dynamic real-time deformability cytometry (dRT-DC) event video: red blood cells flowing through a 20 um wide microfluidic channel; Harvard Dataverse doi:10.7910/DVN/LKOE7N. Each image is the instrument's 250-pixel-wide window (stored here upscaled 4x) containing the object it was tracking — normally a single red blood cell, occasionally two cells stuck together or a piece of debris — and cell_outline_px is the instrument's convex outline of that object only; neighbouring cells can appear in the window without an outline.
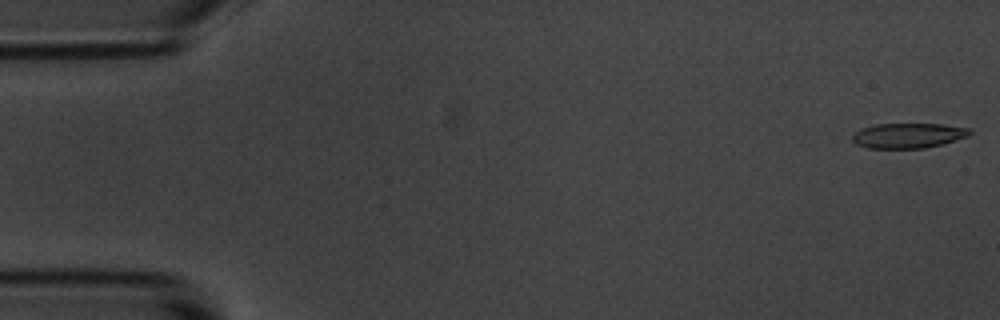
{"species": "common noctule bat (a hibernating species)", "species_latin": "Nyctalus noctula", "temperature_condition": "room temperature", "stored_images_in_passage": 54, "camera_frame_rate_fps": 3000, "um_per_image_px": 0.085, "animal": {"sex": "male", "body_mass_g": 20.1, "forearm_length_mm": 53.5}, "frame": {"image": 1, "passage_image": 1, "time_ms": 0.0, "image_size_px": [1000, 320], "cell_outline_px": [[972, 132], [968, 136], [940, 144], [924, 148], [868, 148], [856, 144], [852, 140], [852, 136], [856, 132], [864, 128], [876, 124], [944, 124], [968, 128]], "centroid_in_image_um": [77.19, 11.52], "position_along_channel_um": 7.8, "area_um2": 16.88}}
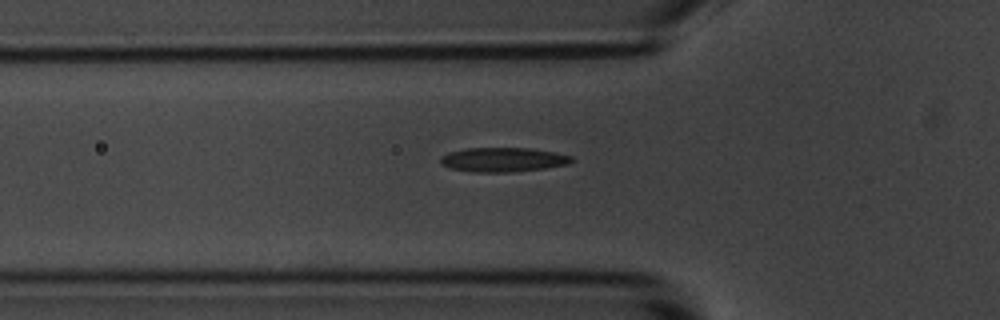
{"frame": {"image": 2, "passage_image": 18, "time_ms": 5.667, "image_size_px": [1000, 320], "cell_outline_px": [[572, 160], [568, 164], [544, 168], [508, 172], [472, 172], [448, 168], [440, 164], [440, 156], [448, 152], [464, 148], [532, 148], [572, 156]], "centroid_in_image_um": [42.67, 13.57], "position_along_channel_um": 83.1, "area_um2": 18.61}}
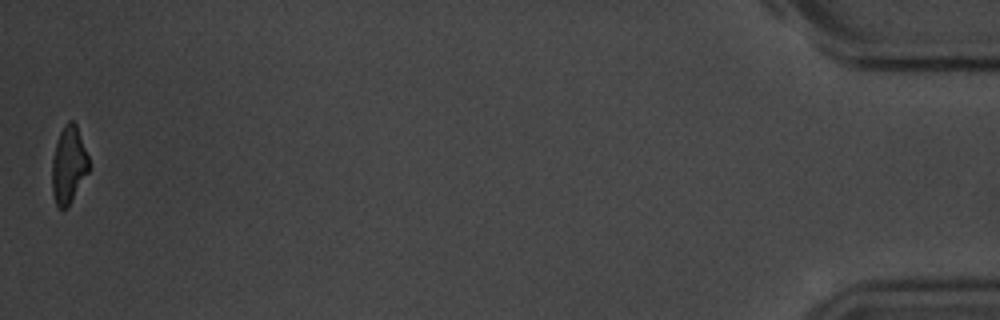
{"frame": {"image": 3, "passage_image": 54, "time_ms": 17.667, "image_size_px": [1000, 320], "cell_outline_px": [[88, 172], [68, 208], [60, 208], [56, 204], [52, 192], [52, 160], [56, 144], [60, 132], [64, 124], [68, 120], [72, 120], [76, 124], [88, 156]], "centroid_in_image_um": [5.82, 14.02], "position_along_channel_um": 429.4, "area_um2": 16.42}, "authors_computed_cell_mechanics": {"area_um2": 18.1781, "velocity_mm_per_s": 3.6718, "shape_relaxation_time_tau1_ms": 2.7292, "shape_relaxation_time_tau2_ms": 4.2228, "deformation_change_tau1": 0.1077, "deformation_change_tau2": 0.1254}}